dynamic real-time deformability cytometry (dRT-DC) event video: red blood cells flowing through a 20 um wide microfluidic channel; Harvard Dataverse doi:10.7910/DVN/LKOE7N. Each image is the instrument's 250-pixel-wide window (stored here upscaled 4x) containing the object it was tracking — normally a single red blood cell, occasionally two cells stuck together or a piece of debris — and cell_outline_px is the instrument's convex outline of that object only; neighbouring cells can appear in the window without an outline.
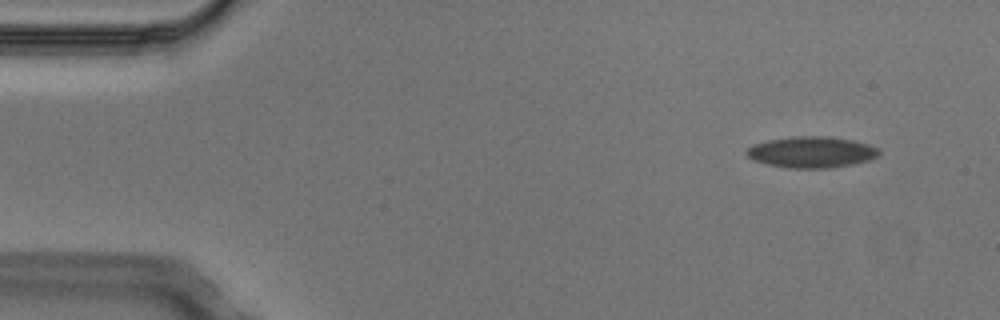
{"species": "Egyptian fruit bat (a non-hibernating species)", "species_latin": "Rousettus aegyptiacus", "temperature_condition": "cold", "stored_images_in_passage": 3, "camera_frame_rate_fps": 3000, "um_per_image_px": 0.085, "animal": {"sex": "male"}, "frame": {"image": 1, "passage_image": 1, "time_ms": 0.0, "image_size_px": [1000, 320], "cell_outline_px": [[880, 156], [868, 160], [852, 164], [828, 168], [788, 168], [768, 164], [752, 160], [744, 152], [752, 144], [768, 140], [792, 136], [828, 136], [852, 140], [868, 144], [880, 148]], "centroid_in_image_um": [68.98, 12.92], "position_along_channel_um": 16.0, "area_um2": 24.22}}